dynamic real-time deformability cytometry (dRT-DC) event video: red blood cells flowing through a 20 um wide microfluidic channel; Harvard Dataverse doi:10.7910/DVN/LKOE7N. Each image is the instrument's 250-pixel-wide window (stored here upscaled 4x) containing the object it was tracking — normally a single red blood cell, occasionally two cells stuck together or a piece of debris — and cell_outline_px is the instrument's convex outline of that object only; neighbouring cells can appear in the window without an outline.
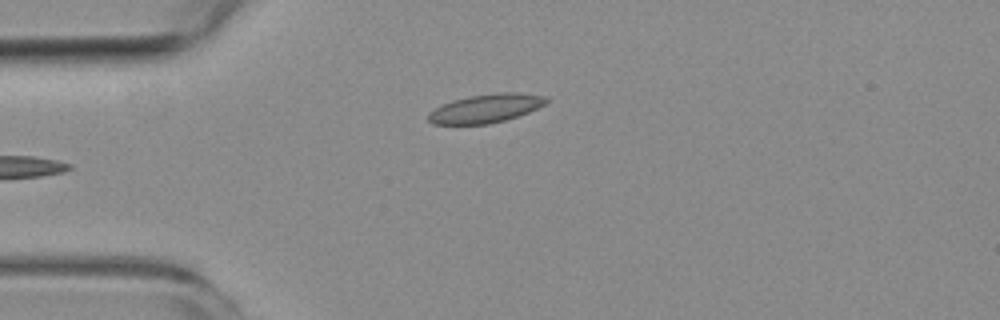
{"species": "common noctule bat (a hibernating species)", "species_latin": "Nyctalus noctula", "temperature_condition": "room temperature", "stored_images_in_passage": 3, "camera_frame_rate_fps": 3000, "um_per_image_px": 0.085, "animal": {"sex": "female", "body_mass_g": 19.3, "forearm_length_mm": 54.1}, "frame": {"image": 1, "passage_image": 3, "time_ms": 2.333, "image_size_px": [1000, 320], "cell_outline_px": [[548, 100], [544, 104], [528, 112], [504, 120], [488, 124], [432, 124], [428, 120], [428, 112], [452, 100], [468, 96], [500, 92], [516, 92], [548, 96]], "centroid_in_image_um": [41.28, 9.2], "position_along_channel_um": 43.7, "area_um2": 19.54}}